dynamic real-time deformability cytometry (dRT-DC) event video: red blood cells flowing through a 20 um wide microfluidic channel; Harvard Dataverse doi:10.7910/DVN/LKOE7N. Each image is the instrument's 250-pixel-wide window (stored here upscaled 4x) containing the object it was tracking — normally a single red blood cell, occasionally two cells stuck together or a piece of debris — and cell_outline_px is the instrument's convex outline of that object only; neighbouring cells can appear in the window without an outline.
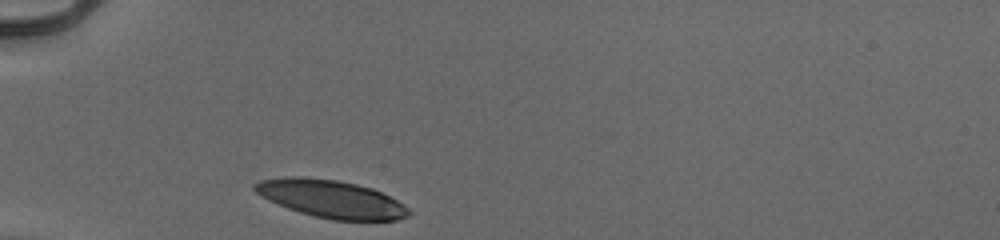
{"species": "human", "species_latin": "Homo sapiens", "temperature_condition": "cold", "stored_images_in_passage": 28, "camera_frame_rate_fps": 3000, "um_per_image_px": 0.085, "donor": {"sex": "male"}, "frame": {"image": 1, "passage_image": 1, "time_ms": 0.0, "image_size_px": [1000, 240], "cell_outline_px": [[412, 212], [408, 216], [396, 220], [332, 220], [300, 212], [288, 208], [268, 200], [256, 192], [252, 188], [252, 184], [260, 180], [284, 176], [300, 176], [336, 180], [356, 184], [372, 188], [404, 204]], "centroid_in_image_um": [28.12, 16.9], "position_along_channel_um": 56.9, "area_um2": 33.76}}
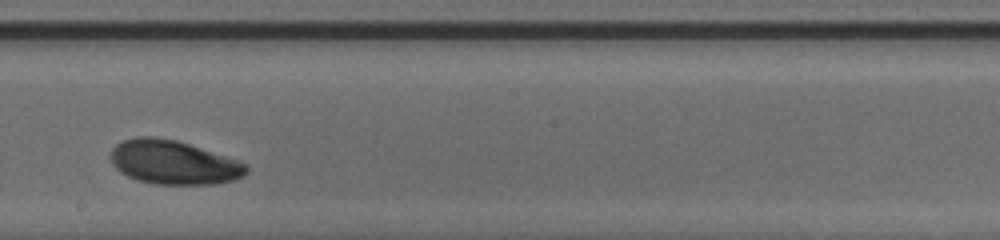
{"frame": {"image": 2, "passage_image": 16, "time_ms": 5.0, "image_size_px": [1000, 240], "cell_outline_px": [[248, 172], [244, 176], [232, 180], [216, 184], [156, 184], [136, 180], [120, 172], [112, 164], [112, 148], [116, 144], [124, 140], [136, 136], [156, 136], [176, 140], [240, 160], [248, 164]], "centroid_in_image_um": [14.78, 13.8], "position_along_channel_um": 233.4, "area_um2": 34.91}}
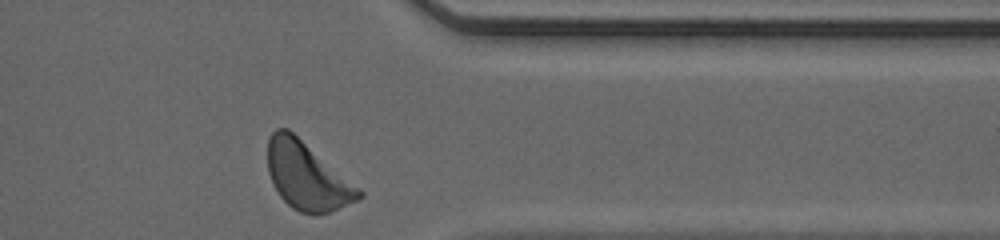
{"frame": {"image": 3, "passage_image": 28, "time_ms": 9.0, "image_size_px": [1000, 240], "cell_outline_px": [[364, 196], [356, 200], [328, 212], [316, 216], [312, 216], [300, 212], [292, 208], [280, 196], [272, 184], [268, 172], [268, 140], [272, 132], [276, 128], [288, 128], [360, 188], [364, 192]], "centroid_in_image_um": [26.08, 14.97], "position_along_channel_um": 385.3, "area_um2": 35.78}, "authors_computed_cell_mechanics": {"area_um2": 35.0268, "velocity_mm_per_s": 3.8986, "shape_relaxation_time_tau1_ms": 1.5242, "shape_relaxation_time_tau2_ms": null, "deformation_change_tau1": 0.1074, "deformation_change_tau2": null}}